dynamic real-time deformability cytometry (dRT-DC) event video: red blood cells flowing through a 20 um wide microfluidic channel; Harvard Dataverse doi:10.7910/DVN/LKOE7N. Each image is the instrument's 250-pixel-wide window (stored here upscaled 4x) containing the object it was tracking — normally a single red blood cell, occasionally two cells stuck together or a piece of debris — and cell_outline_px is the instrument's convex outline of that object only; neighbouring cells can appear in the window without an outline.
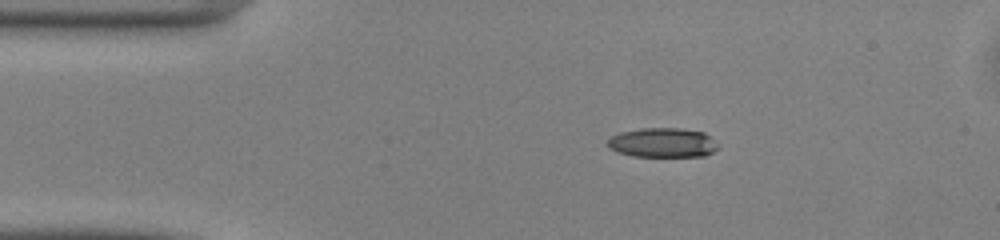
{"species": "common noctule bat (a hibernating species)", "species_latin": "Nyctalus noctula", "temperature_condition": "warm", "stored_images_in_passage": 42, "camera_frame_rate_fps": 3000, "um_per_image_px": 0.085, "animal": {"sex": "male", "body_mass_g": 13.0, "forearm_length_mm": 53.1}, "frame": {"image": 1, "passage_image": 1, "time_ms": 0.0, "image_size_px": [1000, 240], "cell_outline_px": [[720, 148], [704, 156], [632, 156], [616, 152], [608, 148], [604, 144], [612, 136], [620, 132], [640, 128], [680, 128], [704, 132]], "centroid_in_image_um": [56.27, 12.13], "position_along_channel_um": 28.7, "area_um2": 19.07}}
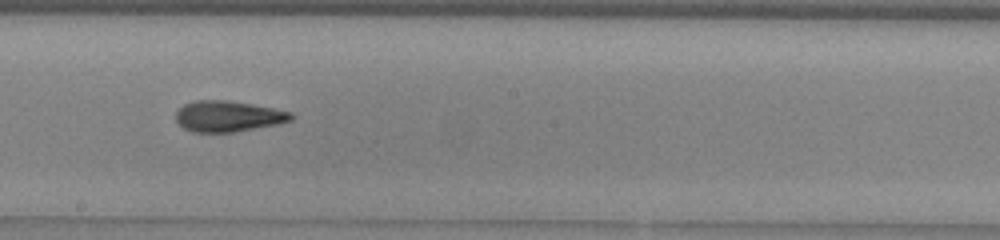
{"frame": {"image": 2, "passage_image": 19, "time_ms": 6.0, "image_size_px": [1000, 240], "cell_outline_px": [[292, 120], [276, 124], [232, 132], [192, 132], [184, 128], [176, 120], [176, 112], [184, 104], [196, 100], [224, 100], [252, 104], [292, 112]], "centroid_in_image_um": [19.36, 9.88], "position_along_channel_um": 228.8, "area_um2": 20.46}}
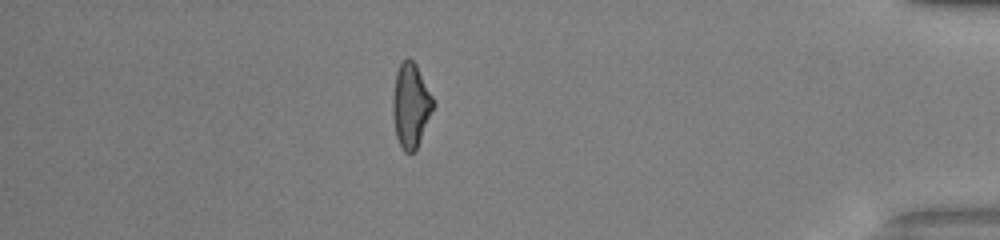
{"frame": {"image": 3, "passage_image": 35, "time_ms": 11.333, "image_size_px": [1000, 240], "cell_outline_px": [[436, 104], [416, 148], [412, 152], [404, 152], [396, 136], [392, 112], [392, 100], [396, 72], [400, 64], [408, 56], [416, 64]], "centroid_in_image_um": [34.91, 8.93], "position_along_channel_um": 400.3, "area_um2": 19.71}, "authors_computed_cell_mechanics": {"area_um2": 20.3456, "velocity_mm_per_s": 4.1284, "shape_relaxation_time_tau1_ms": 5.0273, "shape_relaxation_time_tau2_ms": 2.9754, "deformation_change_tau1": 0.1739, "deformation_change_tau2": 0.1265}}